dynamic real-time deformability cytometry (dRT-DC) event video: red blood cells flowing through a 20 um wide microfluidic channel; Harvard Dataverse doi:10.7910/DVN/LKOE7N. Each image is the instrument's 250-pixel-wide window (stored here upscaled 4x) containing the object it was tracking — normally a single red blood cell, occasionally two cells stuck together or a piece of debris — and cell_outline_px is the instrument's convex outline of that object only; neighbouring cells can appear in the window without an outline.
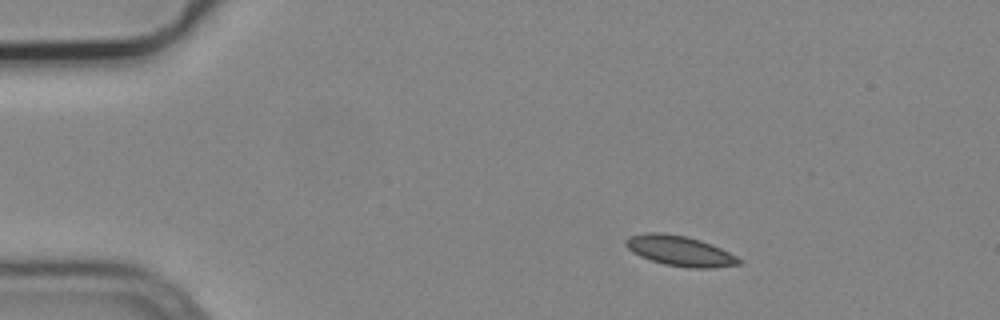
{"species": "common noctule bat (a hibernating species)", "species_latin": "Nyctalus noctula", "temperature_condition": "cold", "stored_images_in_passage": 3, "camera_frame_rate_fps": 3000, "um_per_image_px": 0.085, "animal": {"sex": "male", "body_mass_g": 19.2, "forearm_length_mm": 51.8}, "frame": {"image": 1, "passage_image": 2, "time_ms": 0.333, "image_size_px": [1000, 320], "cell_outline_px": [[744, 260], [740, 264], [712, 268], [688, 268], [664, 264], [640, 256], [632, 252], [624, 244], [624, 240], [628, 236], [648, 232], [664, 232], [688, 236], [712, 244]], "centroid_in_image_um": [57.78, 21.31], "position_along_channel_um": 27.2, "area_um2": 20.11}}